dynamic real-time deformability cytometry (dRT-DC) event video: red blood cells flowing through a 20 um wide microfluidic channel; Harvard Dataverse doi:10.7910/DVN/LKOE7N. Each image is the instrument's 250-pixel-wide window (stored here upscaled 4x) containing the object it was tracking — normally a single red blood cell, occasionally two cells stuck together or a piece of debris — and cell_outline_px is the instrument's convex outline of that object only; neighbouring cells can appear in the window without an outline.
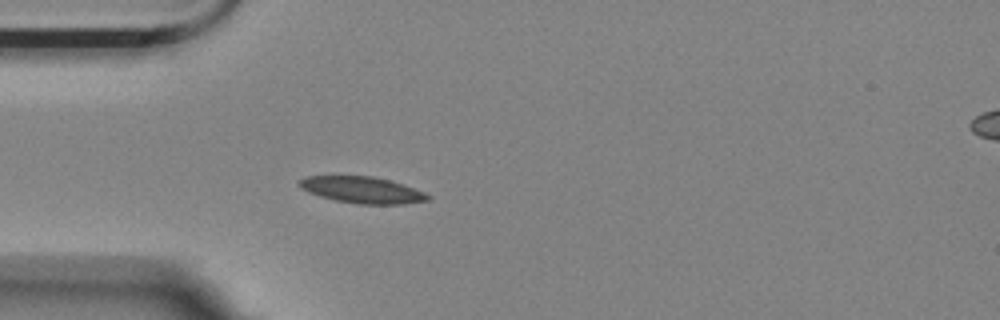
{"species": "Egyptian fruit bat (a non-hibernating species)", "species_latin": "Rousettus aegyptiacus", "temperature_condition": "room temperature", "stored_images_in_passage": 41, "camera_frame_rate_fps": 3000, "um_per_image_px": 0.085, "animal": {"sex": "female"}, "frame": {"image": 1, "passage_image": 1, "time_ms": 0.0, "image_size_px": [1000, 320], "cell_outline_px": [[432, 196], [428, 200], [404, 204], [356, 204], [336, 200], [320, 196], [308, 192], [300, 188], [296, 184], [304, 176], [372, 176], [404, 184], [424, 192]], "centroid_in_image_um": [30.77, 16.14], "position_along_channel_um": 54.2, "area_um2": 19.88}}
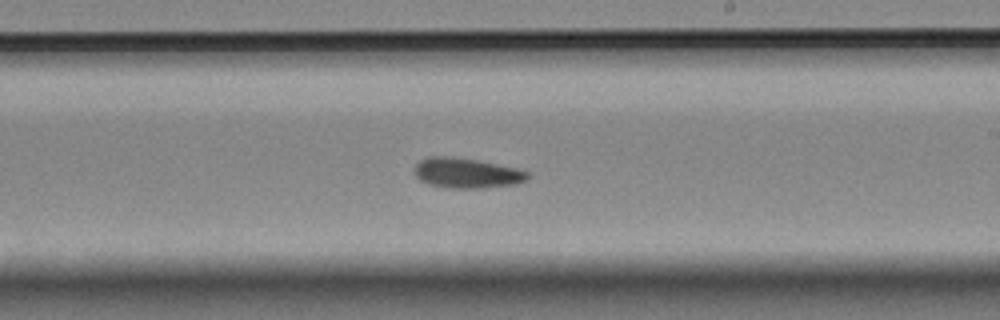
{"frame": {"image": 2, "passage_image": 18, "time_ms": 5.667, "image_size_px": [1000, 320], "cell_outline_px": [[528, 180], [516, 184], [484, 188], [448, 188], [428, 184], [420, 180], [416, 176], [416, 164], [420, 160], [428, 156], [452, 156], [480, 160], [516, 168], [528, 172]], "centroid_in_image_um": [39.68, 14.7], "position_along_channel_um": 249.3, "area_um2": 20.0}}
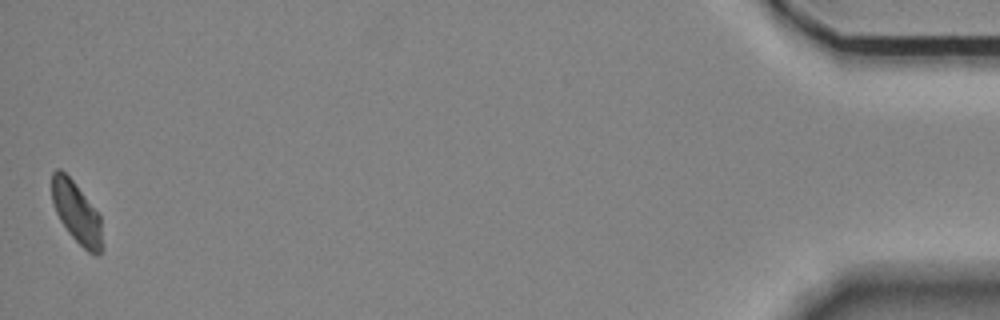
{"frame": {"image": 3, "passage_image": 41, "time_ms": 13.333, "image_size_px": [1000, 320], "cell_outline_px": [[104, 248], [100, 256], [96, 256], [88, 252], [68, 232], [60, 220], [56, 212], [52, 200], [52, 172], [56, 168], [60, 168], [72, 180], [100, 216], [104, 244]], "centroid_in_image_um": [6.54, 18.13], "position_along_channel_um": 428.7, "area_um2": 18.03}, "authors_computed_cell_mechanics": {"area_um2": 19.3052, "velocity_mm_per_s": 3.5323, "shape_relaxation_time_tau1_ms": null, "shape_relaxation_time_tau2_ms": 9.4032, "deformation_change_tau1": null, "deformation_change_tau2": 0.147}}